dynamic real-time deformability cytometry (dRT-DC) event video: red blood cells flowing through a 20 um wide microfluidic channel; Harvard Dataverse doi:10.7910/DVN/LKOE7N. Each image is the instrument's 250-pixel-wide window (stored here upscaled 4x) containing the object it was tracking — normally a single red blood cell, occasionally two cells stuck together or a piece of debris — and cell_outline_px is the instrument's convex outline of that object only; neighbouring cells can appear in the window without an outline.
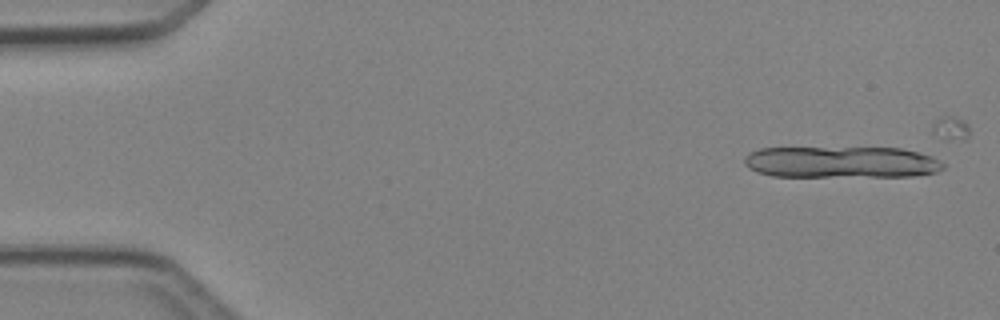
{"species": "Egyptian fruit bat (a non-hibernating species)", "species_latin": "Rousettus aegyptiacus", "temperature_condition": "cold", "stored_images_in_passage": 5, "camera_frame_rate_fps": 3000, "um_per_image_px": 0.085, "animal": {"sex": "female"}, "frame": {"image": 1, "passage_image": 1, "time_ms": 0.0, "image_size_px": [1000, 320], "cell_outline_px": [[944, 168], [936, 172], [912, 176], [772, 176], [756, 172], [748, 168], [744, 164], [744, 156], [748, 152], [760, 148], [900, 148], [932, 156], [940, 160], [944, 164]], "centroid_in_image_um": [71.47, 13.78], "position_along_channel_um": 13.5, "area_um2": 36.65}}